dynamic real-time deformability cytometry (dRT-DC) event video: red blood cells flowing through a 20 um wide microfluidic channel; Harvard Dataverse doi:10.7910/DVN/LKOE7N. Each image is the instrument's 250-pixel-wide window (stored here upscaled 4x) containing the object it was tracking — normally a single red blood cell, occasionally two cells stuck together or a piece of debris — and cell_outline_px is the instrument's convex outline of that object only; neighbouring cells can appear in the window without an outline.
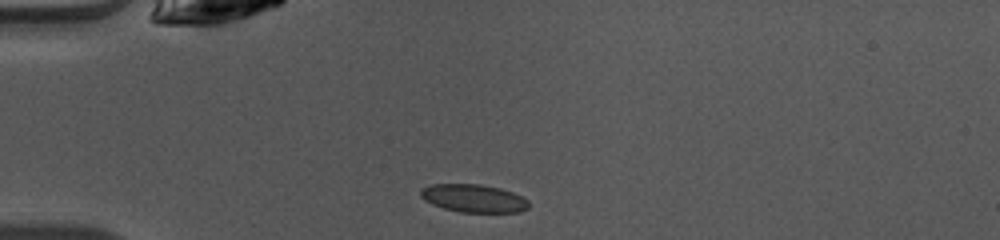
{"species": "common noctule bat (a hibernating species)", "species_latin": "Nyctalus noctula", "temperature_condition": "warm", "stored_images_in_passage": 37, "camera_frame_rate_fps": 3000, "um_per_image_px": 0.085, "animal": {"sex": "female", "body_mass_g": 10.0, "forearm_length_mm": 53.1}, "frame": {"image": 1, "passage_image": 1, "time_ms": 0.0, "image_size_px": [1000, 240], "cell_outline_px": [[528, 208], [520, 212], [460, 212], [444, 208], [432, 204], [424, 200], [420, 196], [420, 188], [432, 184], [480, 184], [500, 188], [512, 192], [528, 200]], "centroid_in_image_um": [40.23, 16.85], "position_along_channel_um": 44.8, "area_um2": 17.63}}
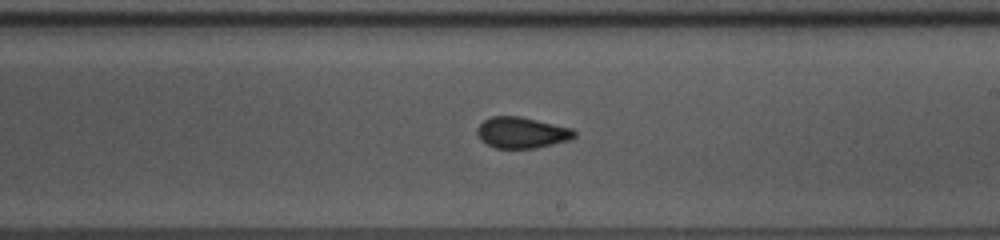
{"frame": {"image": 2, "passage_image": 17, "time_ms": 5.333, "image_size_px": [1000, 240], "cell_outline_px": [[576, 136], [572, 140], [536, 148], [496, 148], [480, 140], [476, 132], [476, 128], [484, 120], [492, 116], [520, 116], [572, 128], [576, 132]], "centroid_in_image_um": [44.37, 11.27], "position_along_channel_um": 244.6, "area_um2": 17.74}}
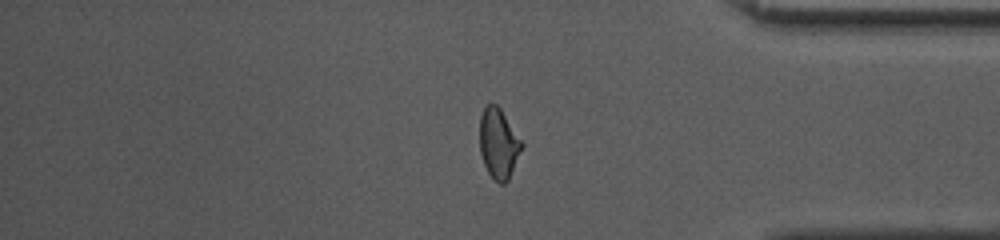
{"frame": {"image": 3, "passage_image": 29, "time_ms": 9.333, "image_size_px": [1000, 240], "cell_outline_px": [[524, 144], [508, 180], [504, 184], [500, 184], [488, 172], [484, 164], [480, 152], [480, 116], [484, 108], [488, 104], [496, 104], [500, 108]], "centroid_in_image_um": [42.38, 12.19], "position_along_channel_um": 392.8, "area_um2": 16.94}, "authors_computed_cell_mechanics": {"area_um2": 17.5134, "velocity_mm_per_s": 4.1098, "shape_relaxation_time_tau1_ms": null, "shape_relaxation_time_tau2_ms": 1.4905, "deformation_change_tau1": null, "deformation_change_tau2": 0.0805}}